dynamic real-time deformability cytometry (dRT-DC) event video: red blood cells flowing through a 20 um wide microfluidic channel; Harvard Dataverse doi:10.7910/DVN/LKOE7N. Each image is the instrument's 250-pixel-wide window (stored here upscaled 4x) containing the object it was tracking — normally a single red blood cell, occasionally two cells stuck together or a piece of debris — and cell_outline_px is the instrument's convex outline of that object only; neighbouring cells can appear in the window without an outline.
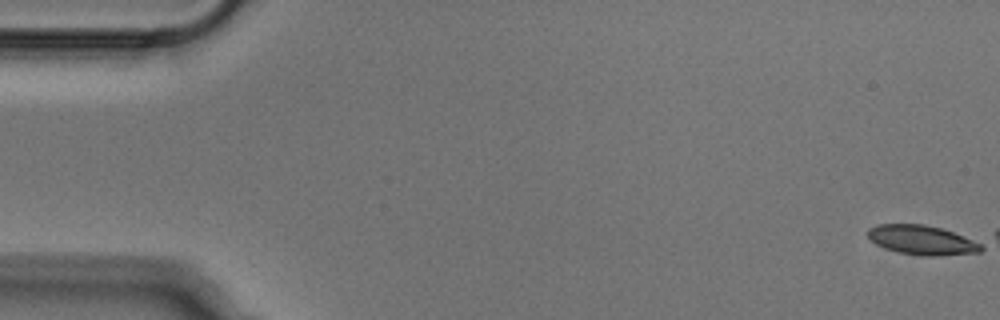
{"species": "Egyptian fruit bat (a non-hibernating species)", "species_latin": "Rousettus aegyptiacus", "temperature_condition": "cold", "stored_images_in_passage": 1, "camera_frame_rate_fps": 3000, "um_per_image_px": 0.085, "animal": {"sex": "male"}, "frame": {"image": 1, "passage_image": 1, "time_ms": 0.0, "image_size_px": [1000, 320], "cell_outline_px": [[984, 248], [980, 252], [936, 256], [928, 256], [896, 252], [884, 248], [876, 244], [864, 232], [868, 228], [876, 224], [924, 224], [940, 228], [952, 232], [972, 240], [980, 244]], "centroid_in_image_um": [78.29, 20.4], "position_along_channel_um": 6.7, "area_um2": 19.36}}